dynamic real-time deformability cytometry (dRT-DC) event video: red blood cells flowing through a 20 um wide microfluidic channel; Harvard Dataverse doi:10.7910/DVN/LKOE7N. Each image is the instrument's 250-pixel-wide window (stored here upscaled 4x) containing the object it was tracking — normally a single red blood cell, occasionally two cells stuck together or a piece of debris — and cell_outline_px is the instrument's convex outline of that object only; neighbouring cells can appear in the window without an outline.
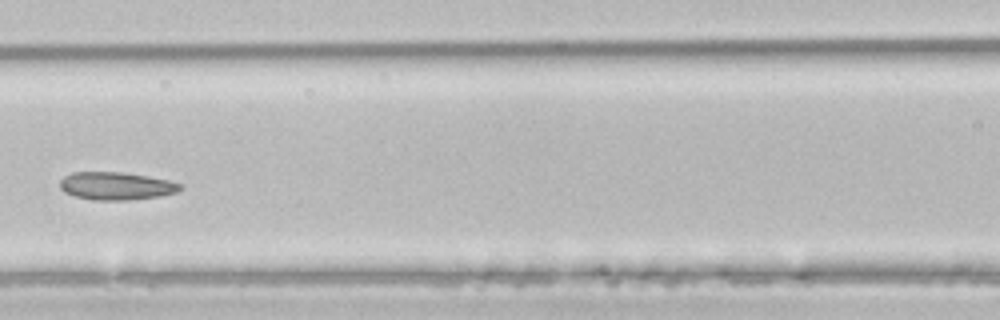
{"species": "common noctule bat (a hibernating species)", "species_latin": "Nyctalus noctula", "temperature_condition": "room temperature", "stored_images_in_passage": 6, "camera_frame_rate_fps": 3000, "um_per_image_px": 0.085, "animal": {"sex": "male", "body_mass_g": 21.5, "forearm_length_mm": 52.0}, "frame": {"image": 1, "passage_image": 6, "time_ms": 1.667, "image_size_px": [1000, 320], "cell_outline_px": [[180, 188], [176, 192], [160, 196], [128, 200], [92, 200], [76, 196], [64, 192], [60, 188], [60, 180], [64, 176], [72, 172], [124, 172], [148, 176], [168, 180], [180, 184]], "centroid_in_image_um": [9.83, 15.8], "position_along_channel_um": 156.8, "area_um2": 19.42}}